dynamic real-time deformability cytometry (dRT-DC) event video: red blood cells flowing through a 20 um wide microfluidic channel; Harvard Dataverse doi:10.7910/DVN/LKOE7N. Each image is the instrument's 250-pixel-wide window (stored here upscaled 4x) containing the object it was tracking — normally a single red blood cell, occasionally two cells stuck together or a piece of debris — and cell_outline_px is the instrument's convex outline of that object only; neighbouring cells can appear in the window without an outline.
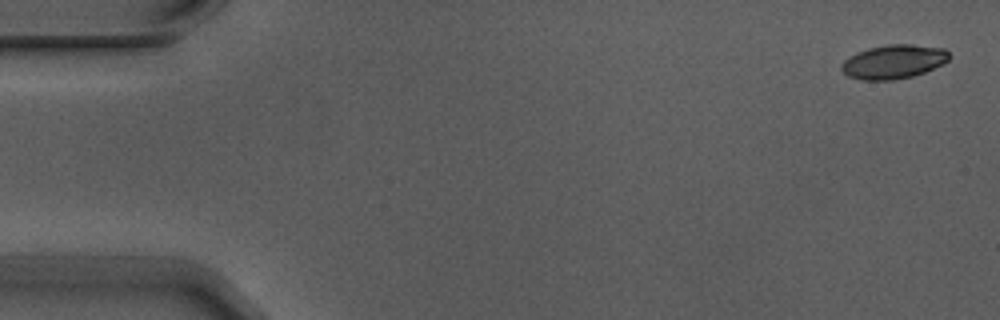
{"species": "Egyptian fruit bat (a non-hibernating species)", "species_latin": "Rousettus aegyptiacus", "temperature_condition": "warm", "stored_images_in_passage": 5, "camera_frame_rate_fps": 3000, "um_per_image_px": 0.085, "animal": {"sex": "male"}, "frame": {"image": 1, "passage_image": 1, "time_ms": 0.0, "image_size_px": [1000, 320], "cell_outline_px": [[952, 56], [944, 64], [924, 72], [912, 76], [892, 80], [864, 80], [848, 76], [840, 68], [840, 64], [848, 56], [856, 52], [868, 48], [888, 44], [912, 44], [944, 48]], "centroid_in_image_um": [75.95, 5.23], "position_along_channel_um": 9.0, "area_um2": 21.5}}
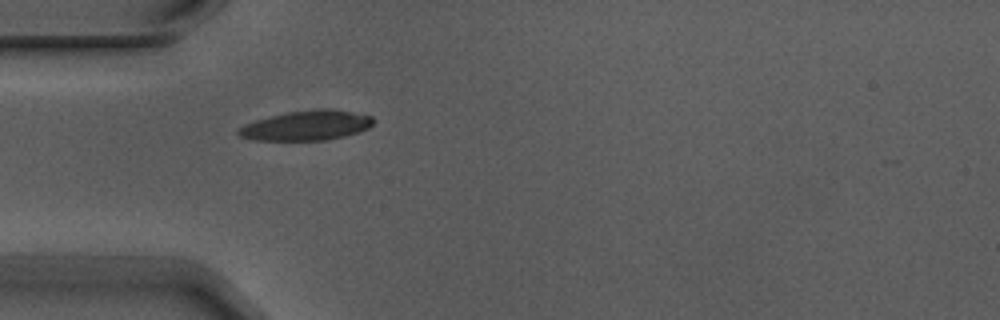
{"frame": {"image": 2, "passage_image": 5, "time_ms": 1.333, "image_size_px": [1000, 320], "cell_outline_px": [[376, 120], [368, 128], [360, 132], [344, 136], [324, 140], [256, 140], [240, 136], [236, 132], [244, 124], [256, 120], [288, 112], [320, 108], [324, 108], [352, 112], [372, 116]], "centroid_in_image_um": [26.09, 10.66], "position_along_channel_um": 58.9, "area_um2": 23.24}}